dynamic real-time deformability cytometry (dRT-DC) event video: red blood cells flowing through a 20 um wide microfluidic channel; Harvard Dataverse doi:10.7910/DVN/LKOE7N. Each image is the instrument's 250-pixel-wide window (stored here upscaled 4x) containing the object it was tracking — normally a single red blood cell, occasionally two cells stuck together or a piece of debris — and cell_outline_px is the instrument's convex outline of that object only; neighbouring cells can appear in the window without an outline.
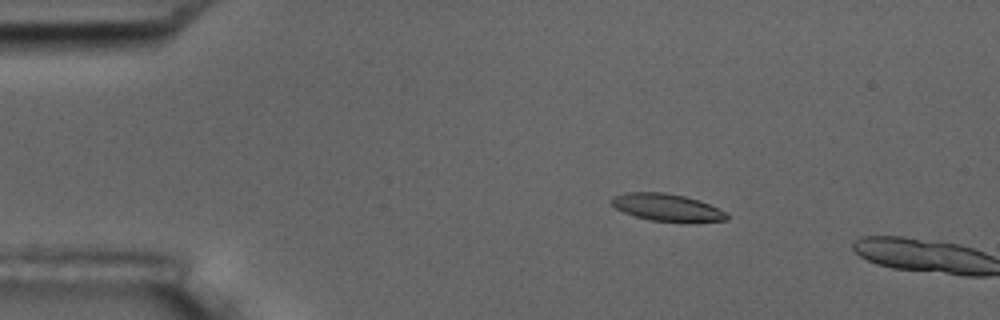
{"species": "common noctule bat (a hibernating species)", "species_latin": "Nyctalus noctula", "temperature_condition": "room temperature", "stored_images_in_passage": 4, "camera_frame_rate_fps": 3000, "um_per_image_px": 0.085, "animal": {"sex": "male", "body_mass_g": 17.5, "forearm_length_mm": 52.3}, "frame": {"image": 1, "passage_image": 3, "time_ms": 2.667, "image_size_px": [1000, 320], "cell_outline_px": [[728, 220], [652, 220], [636, 216], [624, 212], [616, 208], [608, 200], [612, 196], [624, 192], [664, 192], [684, 196], [708, 204], [724, 212], [728, 216]], "centroid_in_image_um": [56.56, 17.58], "position_along_channel_um": 28.4, "area_um2": 17.51}}